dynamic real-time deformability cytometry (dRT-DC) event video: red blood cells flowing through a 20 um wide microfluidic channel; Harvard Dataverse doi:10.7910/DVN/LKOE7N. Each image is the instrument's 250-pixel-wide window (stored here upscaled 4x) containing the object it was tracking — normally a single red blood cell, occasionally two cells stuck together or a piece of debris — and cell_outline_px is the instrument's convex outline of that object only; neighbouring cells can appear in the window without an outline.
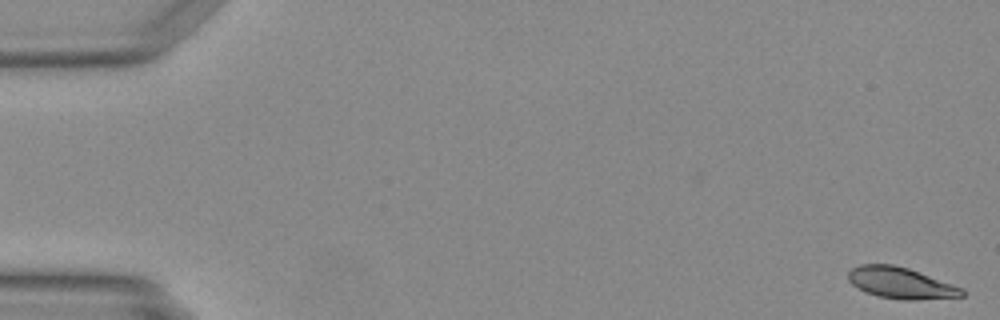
{"species": "Egyptian fruit bat (a non-hibernating species)", "species_latin": "Rousettus aegyptiacus", "temperature_condition": "warm", "stored_images_in_passage": 49, "camera_frame_rate_fps": 3000, "um_per_image_px": 0.085, "animal": {"sex": "female"}, "frame": {"image": 1, "passage_image": 1, "time_ms": 0.0, "image_size_px": [1000, 320], "cell_outline_px": [[964, 296], [916, 300], [904, 300], [880, 296], [868, 292], [852, 284], [848, 280], [848, 272], [852, 268], [860, 264], [892, 264], [908, 268], [964, 288]], "centroid_in_image_um": [76.58, 24.04], "position_along_channel_um": 8.4, "area_um2": 20.52}}
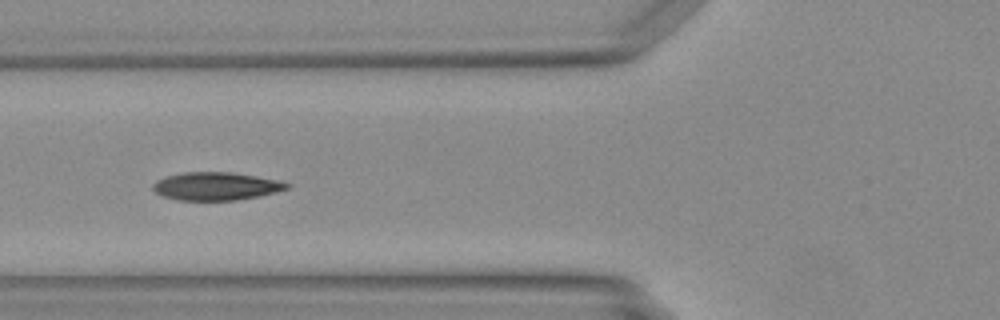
{"frame": {"image": 2, "passage_image": 19, "time_ms": 6.0, "image_size_px": [1000, 320], "cell_outline_px": [[292, 184], [288, 188], [276, 192], [236, 200], [176, 200], [164, 196], [156, 192], [152, 188], [152, 184], [156, 180], [164, 176], [184, 172], [232, 172], [256, 176], [276, 180]], "centroid_in_image_um": [18.32, 15.82], "position_along_channel_um": 107.5, "area_um2": 21.79}}
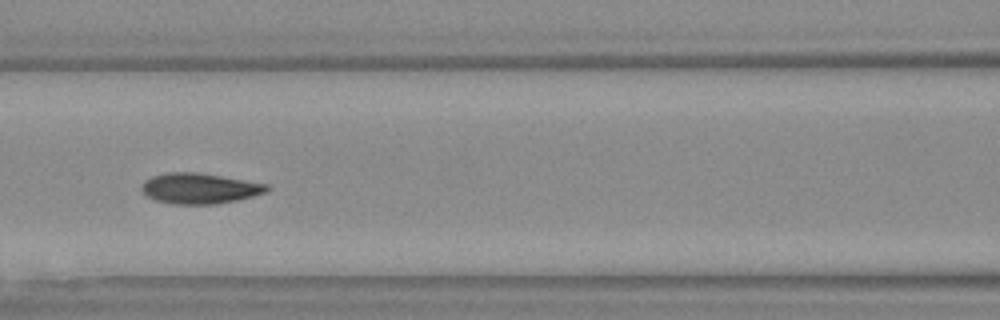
{"frame": {"image": 3, "passage_image": 22, "time_ms": 7.0, "image_size_px": [1000, 320], "cell_outline_px": [[272, 188], [268, 192], [236, 200], [216, 204], [172, 204], [156, 200], [148, 196], [140, 188], [144, 180], [152, 176], [168, 172], [196, 172], [268, 184]], "centroid_in_image_um": [16.97, 16.01], "position_along_channel_um": 149.6, "area_um2": 22.25}}